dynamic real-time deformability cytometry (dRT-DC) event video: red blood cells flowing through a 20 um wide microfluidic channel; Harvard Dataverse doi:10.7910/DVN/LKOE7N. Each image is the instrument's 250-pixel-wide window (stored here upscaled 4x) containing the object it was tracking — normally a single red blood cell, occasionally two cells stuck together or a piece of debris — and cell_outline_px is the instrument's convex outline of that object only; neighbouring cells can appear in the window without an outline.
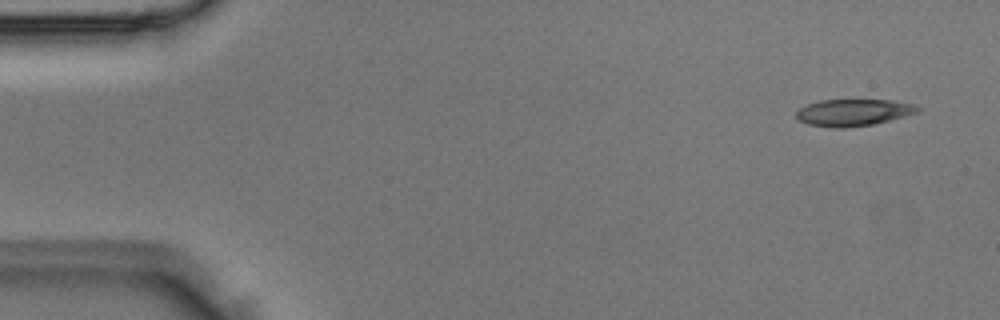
{"species": "Egyptian fruit bat (a non-hibernating species)", "species_latin": "Rousettus aegyptiacus", "temperature_condition": "room temperature", "stored_images_in_passage": 4, "camera_frame_rate_fps": 3000, "um_per_image_px": 0.085, "animal": {"sex": "male"}, "frame": {"image": 1, "passage_image": 1, "time_ms": 0.0, "image_size_px": [1000, 320], "cell_outline_px": [[920, 108], [916, 112], [904, 116], [872, 124], [844, 128], [832, 128], [808, 124], [800, 120], [796, 116], [796, 112], [800, 108], [808, 104], [820, 100], [892, 100], [912, 104]], "centroid_in_image_um": [72.49, 9.56], "position_along_channel_um": 12.5, "area_um2": 18.67}}